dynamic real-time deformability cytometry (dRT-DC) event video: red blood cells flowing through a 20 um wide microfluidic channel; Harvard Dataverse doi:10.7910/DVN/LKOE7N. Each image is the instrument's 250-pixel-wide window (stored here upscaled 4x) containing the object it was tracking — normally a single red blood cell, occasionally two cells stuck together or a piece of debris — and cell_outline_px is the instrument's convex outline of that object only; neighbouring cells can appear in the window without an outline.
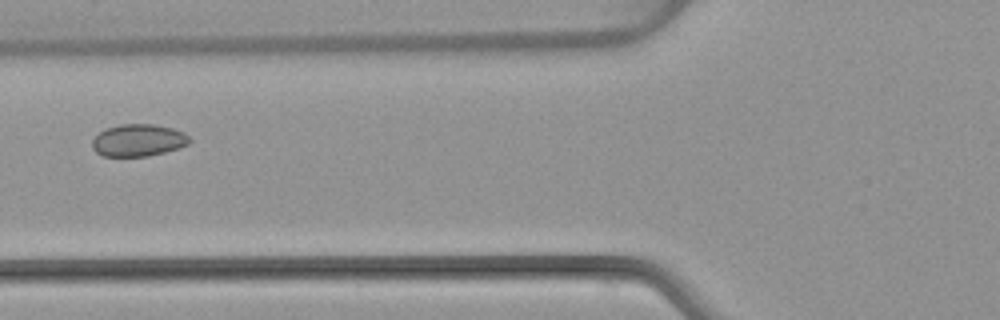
{"species": "common noctule bat (a hibernating species)", "species_latin": "Nyctalus noctula", "temperature_condition": "warm", "stored_images_in_passage": 5, "camera_frame_rate_fps": 3000, "um_per_image_px": 0.085, "animal": {"sex": "female", "body_mass_g": 22.7, "forearm_length_mm": 54.2}, "frame": {"image": 1, "passage_image": 5, "time_ms": 6.0, "image_size_px": [1000, 320], "cell_outline_px": [[192, 140], [188, 144], [180, 148], [148, 156], [104, 156], [96, 152], [92, 148], [92, 140], [104, 128], [120, 124], [152, 124], [172, 128], [184, 132]], "centroid_in_image_um": [11.76, 11.92], "position_along_channel_um": 114.0, "area_um2": 18.32}}